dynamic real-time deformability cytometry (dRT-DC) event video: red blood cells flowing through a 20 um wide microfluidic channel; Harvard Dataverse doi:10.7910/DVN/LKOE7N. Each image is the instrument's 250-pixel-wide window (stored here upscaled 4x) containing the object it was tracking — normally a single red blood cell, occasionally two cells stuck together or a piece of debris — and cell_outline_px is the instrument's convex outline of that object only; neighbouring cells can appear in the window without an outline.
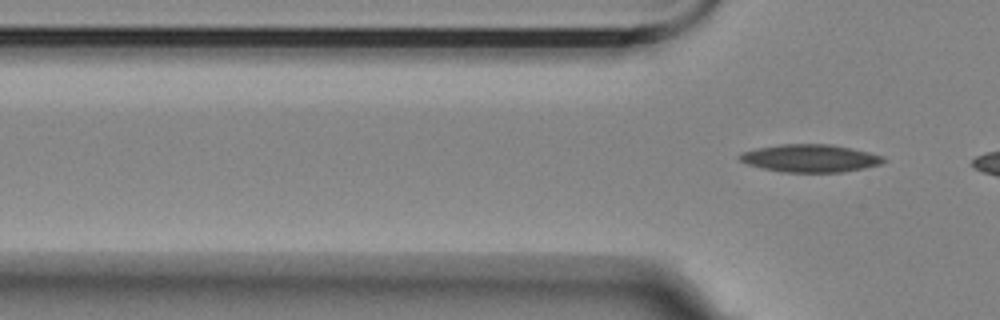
{"species": "Egyptian fruit bat (a non-hibernating species)", "species_latin": "Rousettus aegyptiacus", "temperature_condition": "room temperature", "stored_images_in_passage": 3, "camera_frame_rate_fps": 3000, "um_per_image_px": 0.085, "animal": {"sex": "female"}, "frame": {"image": 1, "passage_image": 3, "time_ms": 0.667, "image_size_px": [1000, 320], "cell_outline_px": [[884, 160], [880, 164], [864, 168], [840, 172], [784, 172], [764, 168], [748, 164], [740, 160], [736, 156], [744, 152], [756, 148], [780, 144], [828, 144], [868, 152], [884, 156]], "centroid_in_image_um": [68.84, 13.45], "position_along_channel_um": 57.0, "area_um2": 22.89}}